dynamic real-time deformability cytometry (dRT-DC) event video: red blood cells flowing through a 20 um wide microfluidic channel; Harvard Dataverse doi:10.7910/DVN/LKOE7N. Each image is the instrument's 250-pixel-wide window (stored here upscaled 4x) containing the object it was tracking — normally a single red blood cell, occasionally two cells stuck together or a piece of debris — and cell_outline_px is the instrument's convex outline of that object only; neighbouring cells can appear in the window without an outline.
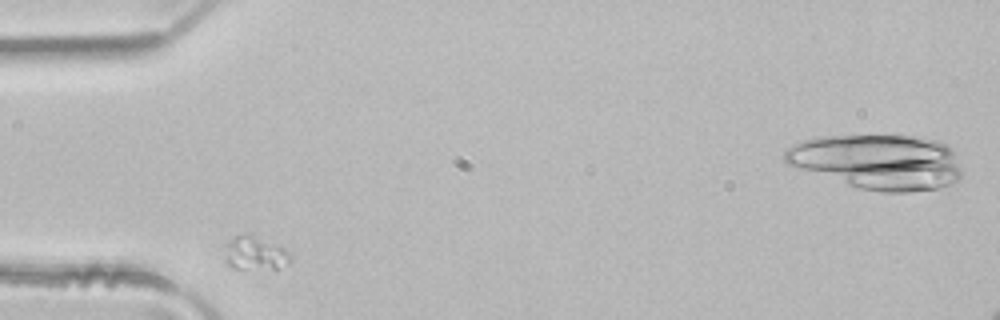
{"species": "common noctule bat (a hibernating species)", "species_latin": "Nyctalus noctula", "temperature_condition": "room temperature", "stored_images_in_passage": 29, "camera_frame_rate_fps": 3000, "um_per_image_px": 0.085, "animal": {"sex": "male", "body_mass_g": 21.5, "forearm_length_mm": 52.0}, "frame": {"image": 1, "passage_image": 2, "time_ms": 0.333, "image_size_px": [1000, 320], "cell_outline_px": [[292, 260], [288, 264], [276, 268], [232, 268], [224, 264], [224, 244], [228, 240], [244, 232], [252, 232], [284, 248], [292, 256]], "centroid_in_image_um": [21.62, 21.48], "position_along_channel_um": 63.4, "area_um2": 13.47}}
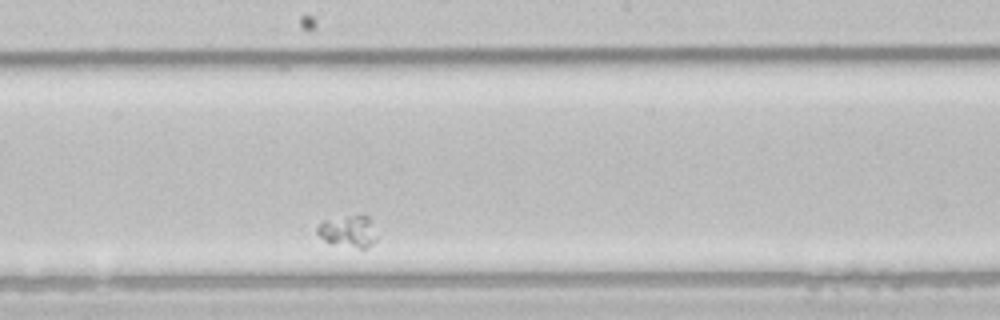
{"frame": {"image": 2, "passage_image": 16, "time_ms": 5.0, "image_size_px": [1000, 320], "cell_outline_px": [[376, 240], [372, 244], [364, 248], [360, 248], [332, 244], [324, 240], [316, 232], [316, 228], [324, 220], [348, 216], [368, 216], [372, 220], [376, 236]], "centroid_in_image_um": [29.6, 19.67], "position_along_channel_um": 218.6, "area_um2": 10.92}}
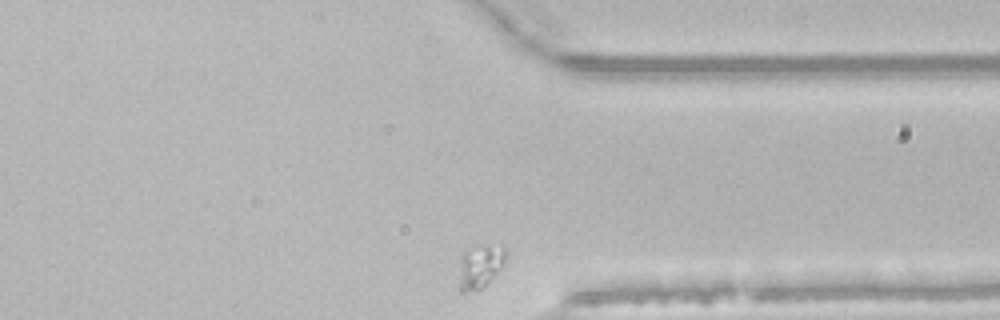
{"frame": {"image": 3, "passage_image": 29, "time_ms": 9.333, "image_size_px": [1000, 320], "cell_outline_px": [[504, 264], [480, 288], [464, 292], [460, 292], [456, 288], [460, 256], [464, 252], [480, 244], [488, 244], [504, 248]], "centroid_in_image_um": [40.69, 22.64], "position_along_channel_um": 370.7, "area_um2": 11.79}}